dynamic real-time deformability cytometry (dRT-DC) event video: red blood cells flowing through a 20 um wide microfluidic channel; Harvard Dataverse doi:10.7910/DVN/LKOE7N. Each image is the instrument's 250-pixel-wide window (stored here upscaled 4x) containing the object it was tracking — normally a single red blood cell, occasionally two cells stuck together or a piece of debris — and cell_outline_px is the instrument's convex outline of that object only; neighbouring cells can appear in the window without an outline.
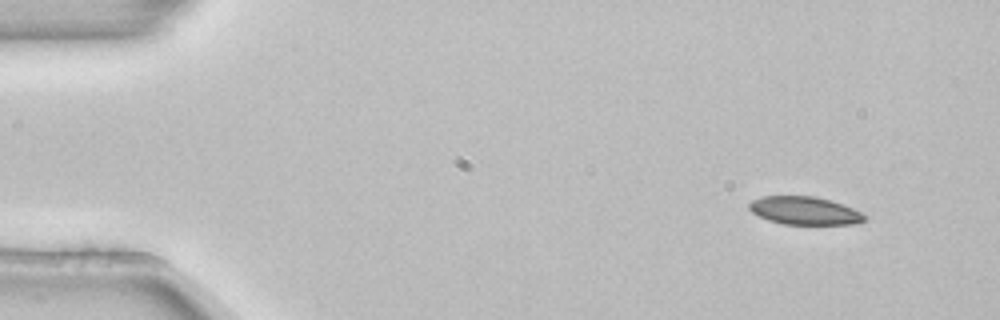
{"species": "common noctule bat (a hibernating species)", "species_latin": "Nyctalus noctula", "temperature_condition": "room temperature", "stored_images_in_passage": 3, "camera_frame_rate_fps": 3000, "um_per_image_px": 0.085, "animal": {"sex": "female", "body_mass_g": 22.7, "forearm_length_mm": 54.2}, "frame": {"image": 1, "passage_image": 1, "time_ms": 0.0, "image_size_px": [1000, 320], "cell_outline_px": [[868, 216], [864, 220], [856, 224], [784, 224], [768, 220], [752, 212], [748, 208], [748, 204], [752, 200], [760, 196], [816, 196], [852, 208]], "centroid_in_image_um": [68.36, 17.9], "position_along_channel_um": 16.6, "area_um2": 18.73}}